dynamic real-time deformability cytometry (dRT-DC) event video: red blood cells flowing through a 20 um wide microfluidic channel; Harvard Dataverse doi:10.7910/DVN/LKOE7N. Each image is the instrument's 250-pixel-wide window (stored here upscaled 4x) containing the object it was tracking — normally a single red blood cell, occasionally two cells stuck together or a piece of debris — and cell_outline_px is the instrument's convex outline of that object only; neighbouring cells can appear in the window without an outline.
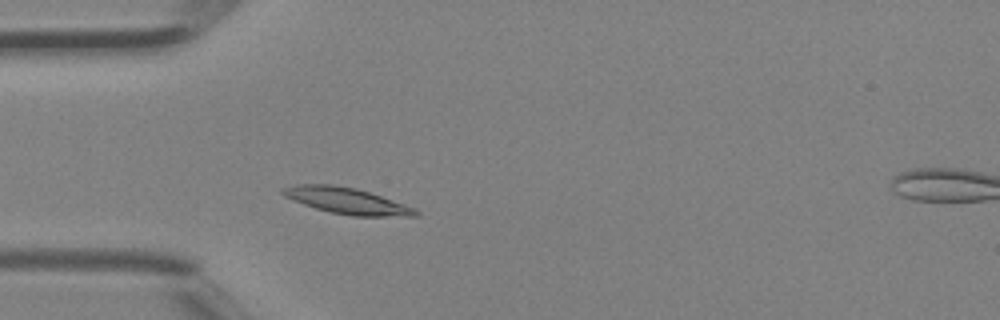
{"species": "Egyptian fruit bat (a non-hibernating species)", "species_latin": "Rousettus aegyptiacus", "temperature_condition": "room temperature", "stored_images_in_passage": 37, "camera_frame_rate_fps": 3000, "um_per_image_px": 0.085, "animal": {"sex": "female"}, "frame": {"image": 1, "passage_image": 7, "time_ms": 2.0, "image_size_px": [1000, 320], "cell_outline_px": [[420, 212], [416, 216], [352, 216], [332, 212], [316, 208], [304, 204], [284, 196], [280, 192], [284, 188], [296, 184], [332, 184], [356, 188], [416, 208]], "centroid_in_image_um": [29.49, 17.06], "position_along_channel_um": 55.5, "area_um2": 20.0}}
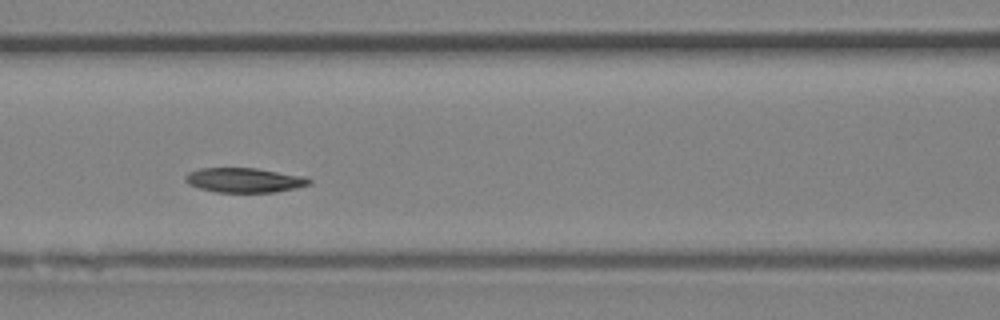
{"frame": {"image": 2, "passage_image": 13, "time_ms": 4.0, "image_size_px": [1000, 320], "cell_outline_px": [[312, 184], [296, 188], [276, 192], [216, 192], [200, 188], [188, 184], [184, 180], [184, 176], [188, 172], [200, 168], [256, 168], [308, 176], [312, 180]], "centroid_in_image_um": [20.81, 15.31], "position_along_channel_um": 145.8, "area_um2": 18.03}}
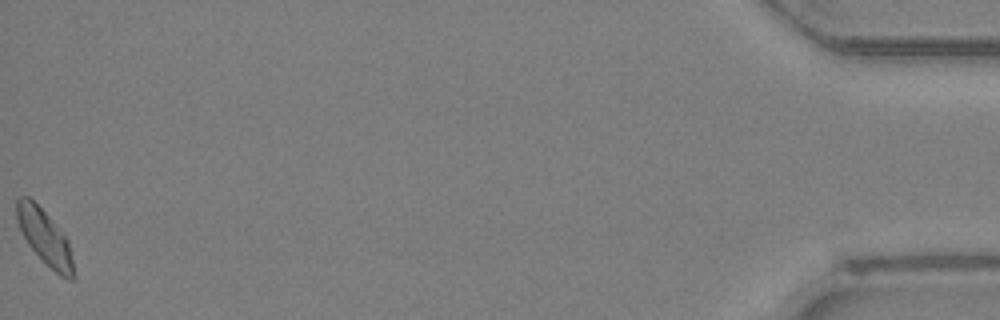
{"frame": {"image": 3, "passage_image": 37, "time_ms": 12.0, "image_size_px": [1000, 320], "cell_outline_px": [[76, 276], [72, 280], [68, 280], [60, 276], [28, 244], [16, 220], [16, 200], [20, 196], [28, 196], [48, 216], [68, 240]], "centroid_in_image_um": [3.81, 20.17], "position_along_channel_um": 431.4, "area_um2": 17.74}}